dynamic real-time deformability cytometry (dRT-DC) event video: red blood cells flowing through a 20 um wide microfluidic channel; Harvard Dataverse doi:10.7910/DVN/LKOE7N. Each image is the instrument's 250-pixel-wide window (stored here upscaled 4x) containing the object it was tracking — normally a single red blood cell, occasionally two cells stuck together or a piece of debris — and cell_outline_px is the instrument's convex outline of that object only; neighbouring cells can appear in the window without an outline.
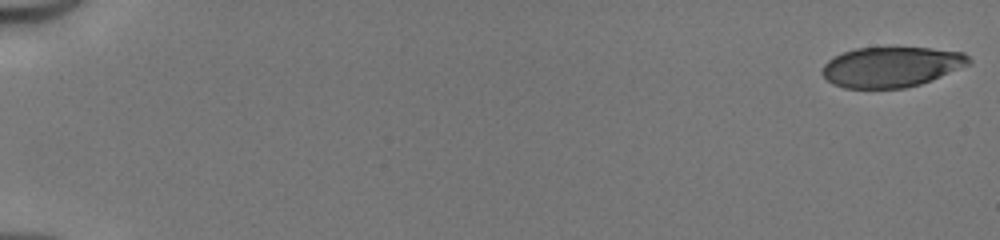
{"species": "human", "species_latin": "Homo sapiens", "temperature_condition": "cold", "stored_images_in_passage": 51, "camera_frame_rate_fps": 3000, "um_per_image_px": 0.085, "donor": {"sex": "male"}, "frame": {"image": 1, "passage_image": 1, "time_ms": 0.0, "image_size_px": [1000, 240], "cell_outline_px": [[972, 64], [932, 80], [920, 84], [904, 88], [844, 88], [832, 84], [820, 72], [824, 64], [828, 60], [844, 52], [856, 48], [932, 48], [964, 52], [972, 60]], "centroid_in_image_um": [75.8, 5.69], "position_along_channel_um": 9.2, "area_um2": 34.51}}
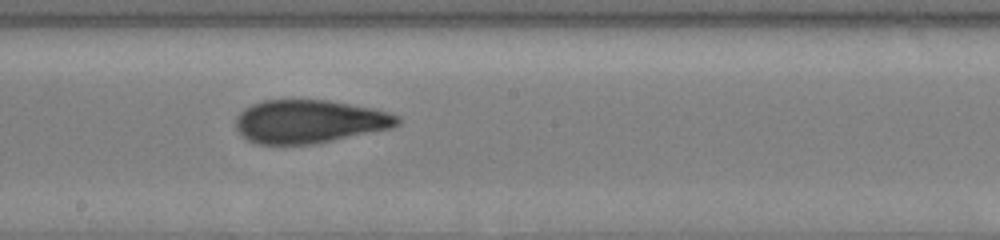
{"frame": {"image": 2, "passage_image": 30, "time_ms": 9.667, "image_size_px": [1000, 240], "cell_outline_px": [[400, 124], [392, 128], [312, 144], [256, 144], [240, 136], [236, 128], [236, 116], [244, 108], [252, 104], [264, 100], [328, 100], [376, 108], [400, 116]], "centroid_in_image_um": [26.29, 10.32], "position_along_channel_um": 221.9, "area_um2": 40.98}}
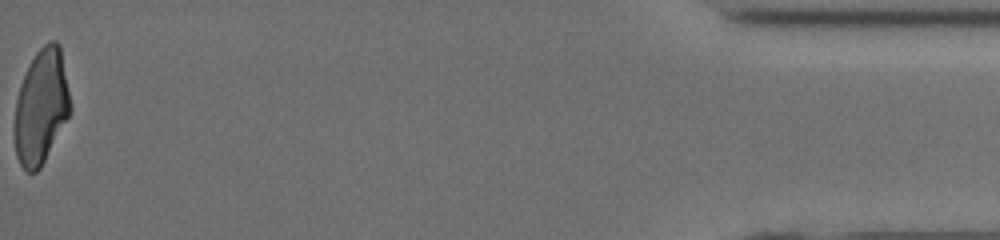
{"frame": {"image": 3, "passage_image": 51, "time_ms": 16.667, "image_size_px": [1000, 240], "cell_outline_px": [[72, 108], [68, 116], [40, 168], [36, 172], [28, 172], [20, 164], [16, 156], [12, 132], [12, 124], [16, 100], [20, 84], [36, 52], [48, 40], [56, 40], [60, 44]], "centroid_in_image_um": [3.47, 9.07], "position_along_channel_um": 431.7, "area_um2": 37.45}, "authors_computed_cell_mechanics": {"area_um2": 39.304, "velocity_mm_per_s": 4.1768, "shape_relaxation_time_tau1_ms": 7.0304, "shape_relaxation_time_tau2_ms": 1.6029, "deformation_change_tau1": 0.2211, "deformation_change_tau2": 0.0869}}